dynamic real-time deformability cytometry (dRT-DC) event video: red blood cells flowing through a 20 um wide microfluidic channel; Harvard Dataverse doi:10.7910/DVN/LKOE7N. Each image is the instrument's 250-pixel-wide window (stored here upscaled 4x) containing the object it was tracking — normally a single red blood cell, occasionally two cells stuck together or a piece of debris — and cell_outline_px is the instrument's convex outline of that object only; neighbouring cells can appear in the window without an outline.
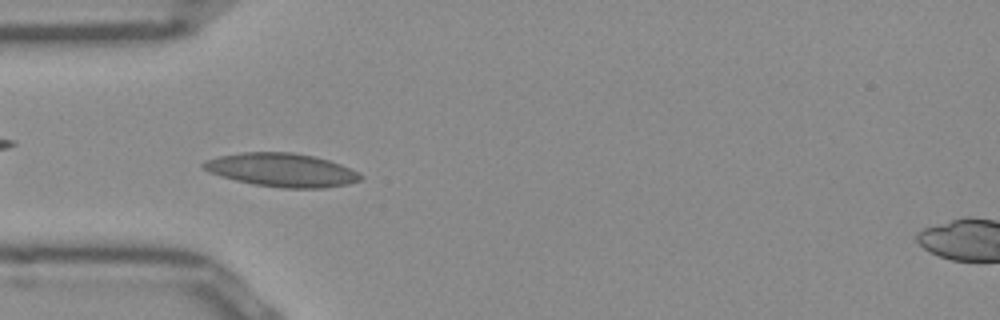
{"species": "Egyptian fruit bat (a non-hibernating species)", "species_latin": "Rousettus aegyptiacus", "temperature_condition": "room temperature", "stored_images_in_passage": 44, "camera_frame_rate_fps": 3000, "um_per_image_px": 0.085, "frame": {"image": 1, "passage_image": 14, "time_ms": 4.333, "image_size_px": [1000, 320], "cell_outline_px": [[364, 176], [360, 180], [348, 184], [324, 188], [280, 188], [252, 184], [220, 176], [208, 172], [200, 164], [204, 160], [220, 156], [244, 152], [292, 152], [312, 156], [328, 160], [340, 164]], "centroid_in_image_um": [23.91, 14.45], "position_along_channel_um": 61.1, "area_um2": 30.58}}
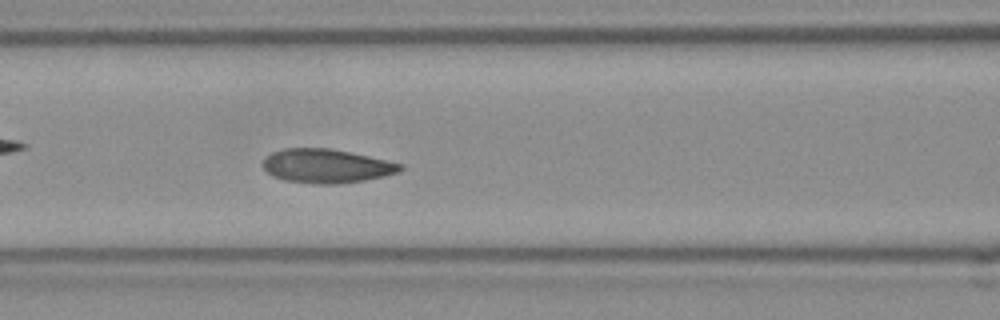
{"frame": {"image": 2, "passage_image": 20, "time_ms": 6.333, "image_size_px": [1000, 320], "cell_outline_px": [[404, 168], [400, 172], [384, 176], [364, 180], [336, 184], [320, 184], [284, 180], [272, 176], [264, 168], [264, 160], [272, 152], [284, 148], [332, 148], [352, 152], [404, 164]], "centroid_in_image_um": [27.79, 14.1], "position_along_channel_um": 138.8, "area_um2": 27.17}}
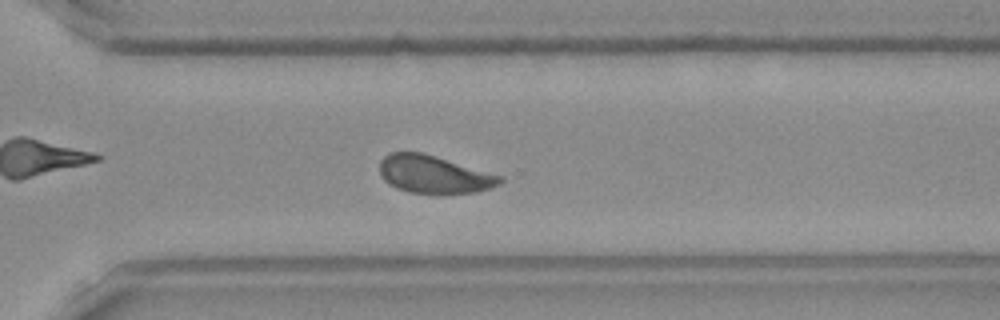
{"frame": {"image": 3, "passage_image": 35, "time_ms": 11.333, "image_size_px": [1000, 320], "cell_outline_px": [[504, 180], [500, 184], [476, 192], [440, 196], [436, 196], [408, 192], [396, 188], [384, 180], [380, 172], [380, 160], [388, 152], [424, 152], [504, 176]], "centroid_in_image_um": [36.91, 14.85], "position_along_channel_um": 333.7, "area_um2": 27.4}, "authors_computed_cell_mechanics": {"area_um2": 26.7614, "velocity_mm_per_s": 3.9035, "shape_relaxation_time_tau1_ms": 3.7664, "shape_relaxation_time_tau2_ms": 1.0618, "deformation_change_tau1": 0.1334, "deformation_change_tau2": 0.07}}